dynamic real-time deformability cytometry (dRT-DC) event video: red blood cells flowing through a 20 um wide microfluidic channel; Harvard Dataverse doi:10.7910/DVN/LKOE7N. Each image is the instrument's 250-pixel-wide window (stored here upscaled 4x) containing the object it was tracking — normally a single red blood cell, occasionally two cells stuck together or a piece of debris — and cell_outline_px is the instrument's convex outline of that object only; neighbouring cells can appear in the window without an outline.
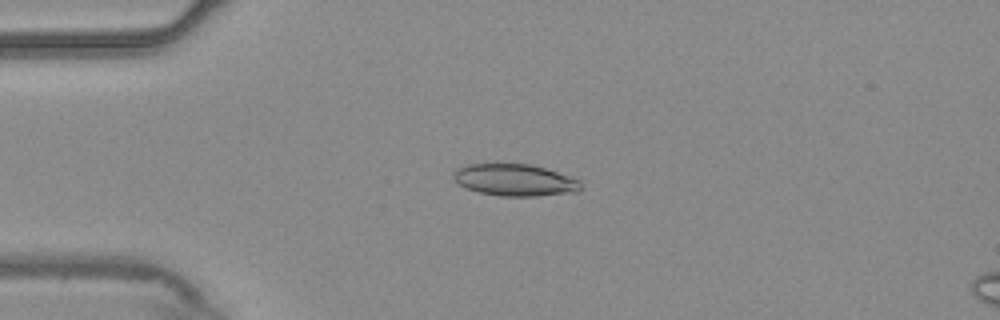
{"species": "common noctule bat (a hibernating species)", "species_latin": "Nyctalus noctula", "temperature_condition": "warm", "stored_images_in_passage": 43, "camera_frame_rate_fps": 3000, "um_per_image_px": 0.085, "animal": {"sex": "male", "body_mass_g": 20.4}, "frame": {"image": 1, "passage_image": 2, "time_ms": 0.333, "image_size_px": [1000, 320], "cell_outline_px": [[584, 188], [580, 192], [536, 196], [500, 196], [480, 192], [468, 188], [460, 184], [452, 176], [452, 172], [456, 168], [468, 164], [532, 164], [580, 180]], "centroid_in_image_um": [43.8, 15.31], "position_along_channel_um": 41.2, "area_um2": 23.7}}
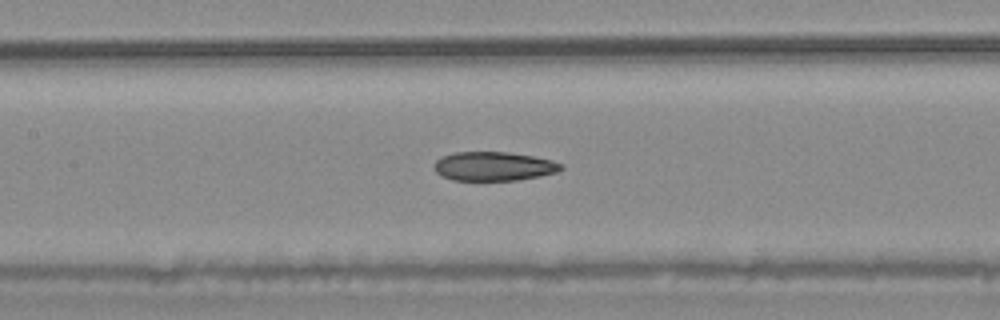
{"frame": {"image": 2, "passage_image": 14, "time_ms": 4.333, "image_size_px": [1000, 320], "cell_outline_px": [[564, 168], [556, 172], [540, 176], [516, 180], [452, 180], [440, 176], [436, 172], [436, 160], [440, 156], [456, 152], [508, 152], [532, 156], [552, 160], [564, 164]], "centroid_in_image_um": [41.98, 14.13], "position_along_channel_um": 165.4, "area_um2": 21.44}}
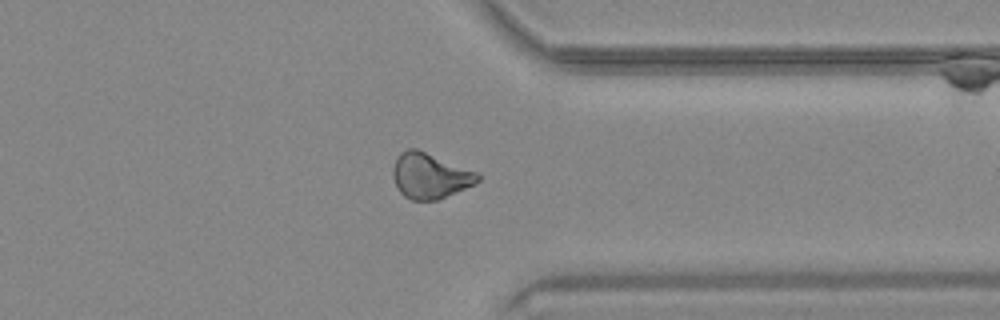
{"frame": {"image": 3, "passage_image": 31, "time_ms": 10.0, "image_size_px": [1000, 320], "cell_outline_px": [[480, 180], [464, 188], [436, 200], [412, 200], [404, 196], [400, 192], [392, 176], [392, 168], [400, 152], [408, 148], [416, 148], [480, 172]], "centroid_in_image_um": [36.54, 14.92], "position_along_channel_um": 374.9, "area_um2": 22.43}, "authors_computed_cell_mechanics": {"area_um2": 22.542, "velocity_mm_per_s": 3.744, "shape_relaxation_time_tau1_ms": 10.3118, "shape_relaxation_time_tau2_ms": 10.7685, "deformation_change_tau1": 0.1698, "deformation_change_tau2": 0.1819}}